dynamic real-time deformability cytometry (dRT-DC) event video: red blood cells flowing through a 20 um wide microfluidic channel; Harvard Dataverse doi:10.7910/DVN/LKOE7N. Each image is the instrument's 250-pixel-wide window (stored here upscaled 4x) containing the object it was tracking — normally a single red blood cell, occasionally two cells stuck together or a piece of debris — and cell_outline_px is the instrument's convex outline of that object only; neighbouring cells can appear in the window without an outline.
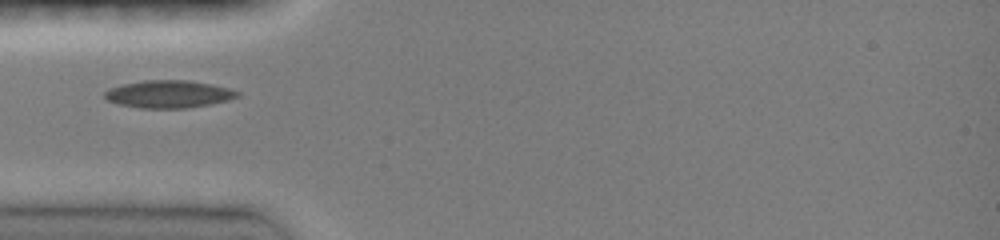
{"species": "common noctule bat (a hibernating species)", "species_latin": "Nyctalus noctula", "temperature_condition": "room temperature", "stored_images_in_passage": 32, "camera_frame_rate_fps": 3000, "um_per_image_px": 0.085, "animal": {"sex": "female", "body_mass_g": 19.0, "forearm_length_mm": 51.5}, "frame": {"image": 1, "passage_image": 1, "time_ms": 0.0, "image_size_px": [1000, 240], "cell_outline_px": [[240, 96], [228, 100], [208, 104], [184, 108], [140, 108], [120, 104], [108, 100], [104, 96], [104, 92], [108, 88], [120, 84], [144, 80], [188, 80], [212, 84], [228, 88], [240, 92]], "centroid_in_image_um": [14.32, 7.99], "position_along_channel_um": 70.7, "area_um2": 21.27}}
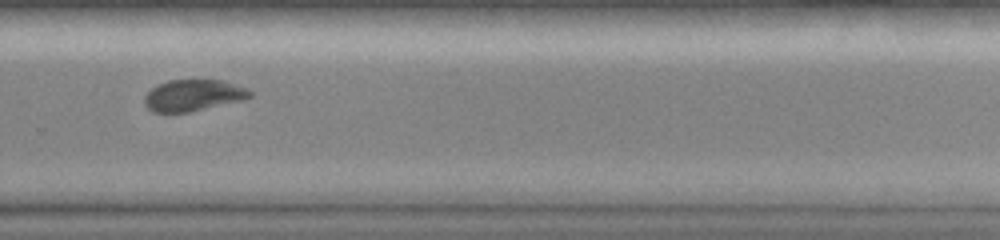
{"frame": {"image": 2, "passage_image": 19, "time_ms": 6.0, "image_size_px": [1000, 240], "cell_outline_px": [[252, 96], [240, 100], [188, 112], [152, 112], [144, 104], [144, 96], [152, 88], [168, 80], [220, 80], [244, 88], [252, 92]], "centroid_in_image_um": [16.36, 8.1], "position_along_channel_um": 313.4, "area_um2": 18.84}}